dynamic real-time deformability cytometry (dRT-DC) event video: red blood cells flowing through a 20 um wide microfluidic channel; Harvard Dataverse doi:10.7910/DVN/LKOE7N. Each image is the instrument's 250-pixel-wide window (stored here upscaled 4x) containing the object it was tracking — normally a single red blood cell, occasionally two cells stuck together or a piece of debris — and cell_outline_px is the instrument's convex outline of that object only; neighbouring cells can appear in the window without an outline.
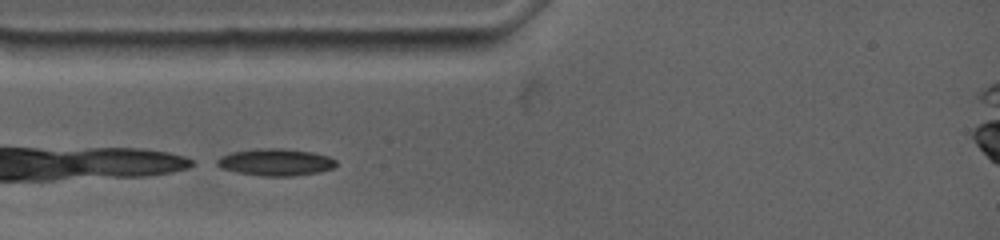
{"species": "common noctule bat (a hibernating species)", "species_latin": "Nyctalus noctula", "temperature_condition": "warm", "stored_images_in_passage": 3, "camera_frame_rate_fps": 4500, "um_per_image_px": 0.085, "animal": {"sex": "female", "body_mass_g": 19.0, "forearm_length_mm": 53.3}, "frame": {"image": 1, "passage_image": 2, "time_ms": 0.222, "image_size_px": [1000, 240], "cell_outline_px": [[336, 164], [332, 168], [320, 172], [292, 176], [264, 176], [236, 172], [220, 168], [216, 164], [216, 160], [220, 156], [232, 152], [260, 148], [284, 148], [312, 152], [328, 156], [336, 160]], "centroid_in_image_um": [23.41, 13.78], "position_along_channel_um": 61.6, "area_um2": 18.79}}